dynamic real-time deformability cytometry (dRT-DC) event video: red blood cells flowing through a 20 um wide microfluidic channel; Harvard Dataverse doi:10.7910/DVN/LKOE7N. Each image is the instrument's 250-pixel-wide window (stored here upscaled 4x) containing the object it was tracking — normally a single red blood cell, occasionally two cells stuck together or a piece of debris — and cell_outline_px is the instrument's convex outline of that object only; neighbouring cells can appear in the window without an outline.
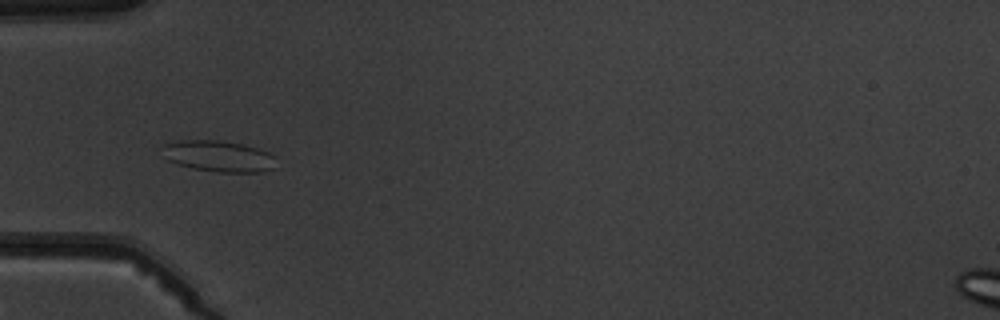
{"species": "common noctule bat (a hibernating species)", "species_latin": "Nyctalus noctula", "temperature_condition": "warm", "stored_images_in_passage": 6, "camera_frame_rate_fps": 3000, "um_per_image_px": 0.085, "animal": {"sex": "male", "body_mass_g": 19.5, "forearm_length_mm": 54.6}, "frame": {"image": 1, "passage_image": 5, "time_ms": 4.667, "image_size_px": [1000, 320], "cell_outline_px": [[272, 168], [264, 172], [216, 172], [192, 168], [168, 160], [164, 144], [180, 140], [220, 140], [240, 144], [256, 148], [268, 152], [272, 156]], "centroid_in_image_um": [18.58, 13.28], "position_along_channel_um": 66.4, "area_um2": 20.06}}
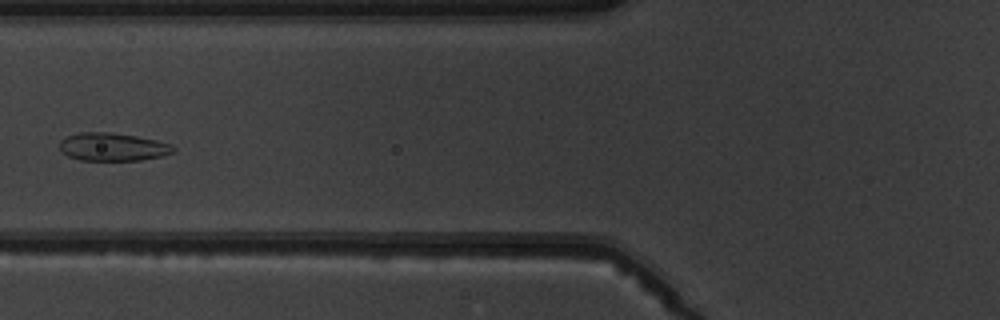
{"frame": {"image": 2, "passage_image": 6, "time_ms": 6.0, "image_size_px": [1000, 320], "cell_outline_px": [[176, 148], [172, 152], [160, 156], [140, 160], [80, 160], [68, 156], [60, 152], [60, 140], [68, 136], [80, 132], [108, 132], [136, 136], [156, 140], [172, 144]], "centroid_in_image_um": [9.56, 12.48], "position_along_channel_um": 116.2, "area_um2": 18.5}}